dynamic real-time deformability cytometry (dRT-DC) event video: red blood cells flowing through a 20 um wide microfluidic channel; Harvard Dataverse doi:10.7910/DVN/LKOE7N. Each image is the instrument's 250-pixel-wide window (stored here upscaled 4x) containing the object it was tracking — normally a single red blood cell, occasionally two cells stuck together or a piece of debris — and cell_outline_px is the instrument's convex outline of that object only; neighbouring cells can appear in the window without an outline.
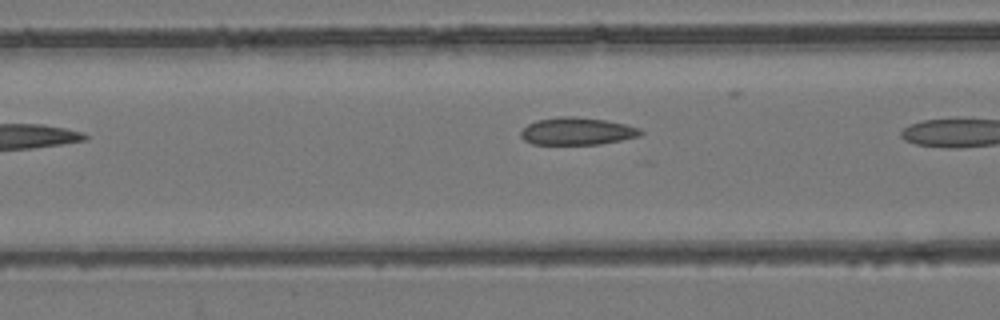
{"species": "common noctule bat (a hibernating species)", "species_latin": "Nyctalus noctula", "temperature_condition": "room temperature", "stored_images_in_passage": 6, "camera_frame_rate_fps": 3000, "um_per_image_px": 0.085, "animal": {"sex": "female", "body_mass_g": 24.6, "forearm_length_mm": 56.2}, "frame": {"image": 1, "passage_image": 4, "time_ms": 1.0, "image_size_px": [1000, 320], "cell_outline_px": [[644, 132], [640, 136], [600, 144], [532, 144], [524, 140], [520, 136], [520, 132], [528, 124], [536, 120], [560, 116], [572, 116], [604, 120], [624, 124], [640, 128]], "centroid_in_image_um": [49.03, 11.15], "position_along_channel_um": 117.6, "area_um2": 19.07}}